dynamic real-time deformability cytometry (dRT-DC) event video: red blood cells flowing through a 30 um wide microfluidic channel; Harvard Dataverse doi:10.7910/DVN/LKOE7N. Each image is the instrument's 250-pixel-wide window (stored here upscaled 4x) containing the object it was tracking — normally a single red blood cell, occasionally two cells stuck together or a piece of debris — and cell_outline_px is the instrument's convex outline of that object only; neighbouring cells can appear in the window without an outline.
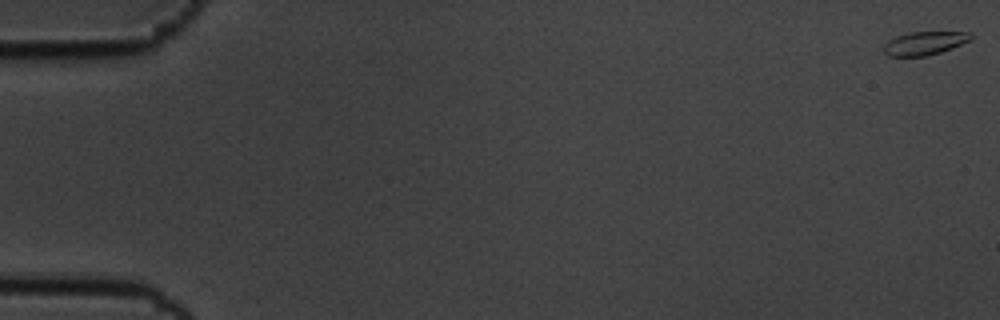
{"species": "common noctule bat (a hibernating species)", "species_latin": "Nyctalus noctula", "temperature_condition": "cold", "stored_images_in_passage": 7, "camera_frame_rate_fps": 3000, "um_per_image_px": 0.085, "animal": {"sex": "male", "body_mass_g": 19.5, "forearm_length_mm": 54.6}, "frame": {"image": 1, "passage_image": 1, "time_ms": 0.0, "image_size_px": [1000, 320], "cell_outline_px": [[972, 40], [952, 48], [940, 52], [924, 56], [888, 56], [884, 52], [884, 44], [888, 40], [896, 36], [908, 32], [968, 32], [972, 36]], "centroid_in_image_um": [78.58, 3.67], "position_along_channel_um": 6.4, "area_um2": 11.85}}
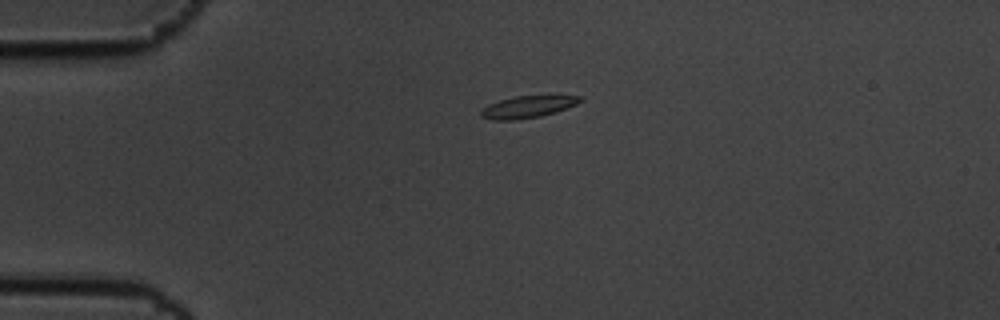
{"frame": {"image": 2, "passage_image": 5, "time_ms": 1.333, "image_size_px": [1000, 320], "cell_outline_px": [[584, 96], [576, 104], [556, 112], [540, 116], [516, 120], [492, 120], [480, 116], [480, 112], [488, 104], [500, 100], [516, 96], [552, 92]], "centroid_in_image_um": [44.96, 9.02], "position_along_channel_um": 40.0, "area_um2": 13.47}}